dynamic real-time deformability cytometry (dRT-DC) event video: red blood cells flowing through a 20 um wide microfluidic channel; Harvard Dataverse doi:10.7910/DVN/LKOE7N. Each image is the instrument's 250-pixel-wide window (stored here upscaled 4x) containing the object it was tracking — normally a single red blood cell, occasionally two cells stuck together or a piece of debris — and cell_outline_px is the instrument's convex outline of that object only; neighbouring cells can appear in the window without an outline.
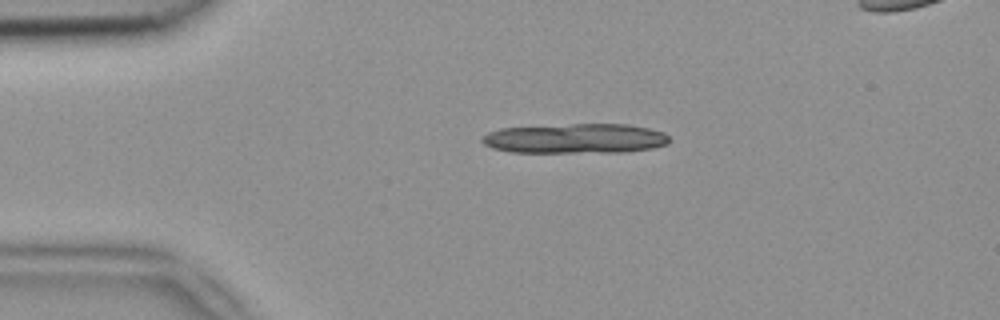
{"species": "common noctule bat (a hibernating species)", "species_latin": "Nyctalus noctula", "temperature_condition": "room temperature", "stored_images_in_passage": 21, "camera_frame_rate_fps": 3000, "um_per_image_px": 0.085, "animal": {"sex": "female", "body_mass_g": 18.4}, "frame": {"image": 1, "passage_image": 10, "time_ms": 3.0, "image_size_px": [1000, 320], "cell_outline_px": [[672, 140], [668, 144], [652, 148], [624, 152], [512, 152], [492, 148], [484, 144], [480, 140], [488, 132], [500, 128], [572, 124], [628, 124], [648, 128], [664, 132]], "centroid_in_image_um": [48.93, 11.77], "position_along_channel_um": 36.1, "area_um2": 32.6}}